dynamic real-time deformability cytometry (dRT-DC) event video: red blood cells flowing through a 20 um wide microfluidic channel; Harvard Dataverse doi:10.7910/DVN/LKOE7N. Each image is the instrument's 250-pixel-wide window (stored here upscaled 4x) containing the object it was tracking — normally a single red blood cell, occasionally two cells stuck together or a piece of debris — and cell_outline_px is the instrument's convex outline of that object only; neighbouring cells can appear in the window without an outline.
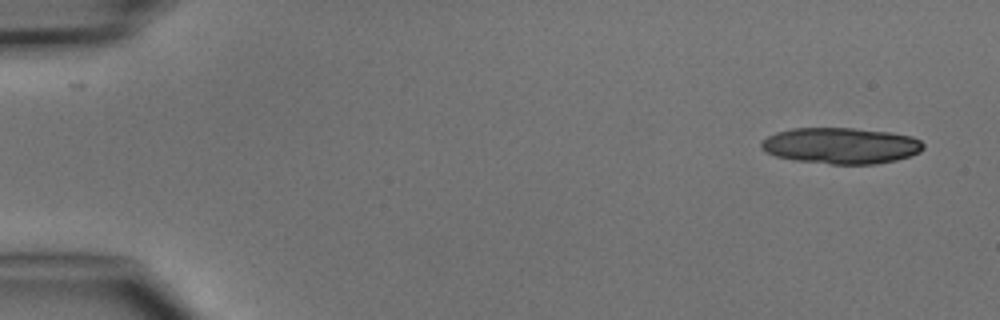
{"species": "common noctule bat (a hibernating species)", "species_latin": "Nyctalus noctula", "temperature_condition": "cold", "stored_images_in_passage": 6, "camera_frame_rate_fps": 3000, "um_per_image_px": 0.085, "animal": {"sex": "male", "body_mass_g": 15.6}, "frame": {"image": 1, "passage_image": 1, "time_ms": 0.0, "image_size_px": [1000, 320], "cell_outline_px": [[924, 148], [920, 152], [896, 160], [876, 164], [832, 164], [796, 160], [776, 156], [760, 148], [760, 144], [768, 136], [776, 132], [792, 128], [852, 128], [892, 132], [912, 136], [920, 140], [924, 144]], "centroid_in_image_um": [71.51, 12.37], "position_along_channel_um": 13.5, "area_um2": 34.1}}
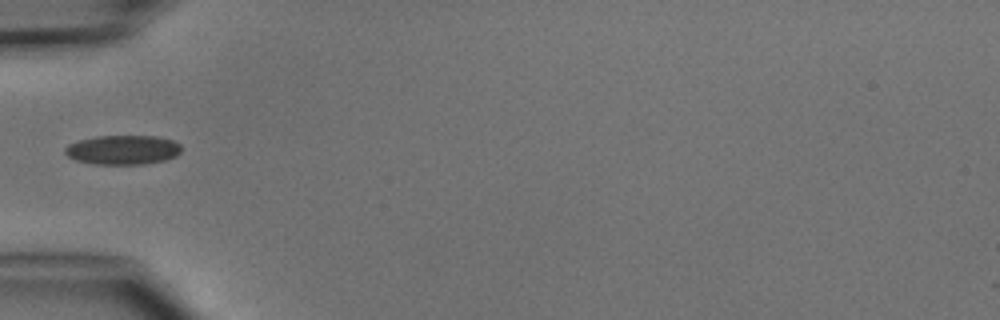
{"frame": {"image": 2, "passage_image": 5, "time_ms": 4.667, "image_size_px": [1000, 320], "cell_outline_px": [[180, 152], [176, 156], [164, 160], [144, 164], [96, 164], [76, 160], [68, 156], [64, 152], [64, 148], [68, 144], [80, 140], [96, 136], [156, 136], [172, 140], [180, 144]], "centroid_in_image_um": [10.43, 12.73], "position_along_channel_um": 74.6, "area_um2": 19.83}}